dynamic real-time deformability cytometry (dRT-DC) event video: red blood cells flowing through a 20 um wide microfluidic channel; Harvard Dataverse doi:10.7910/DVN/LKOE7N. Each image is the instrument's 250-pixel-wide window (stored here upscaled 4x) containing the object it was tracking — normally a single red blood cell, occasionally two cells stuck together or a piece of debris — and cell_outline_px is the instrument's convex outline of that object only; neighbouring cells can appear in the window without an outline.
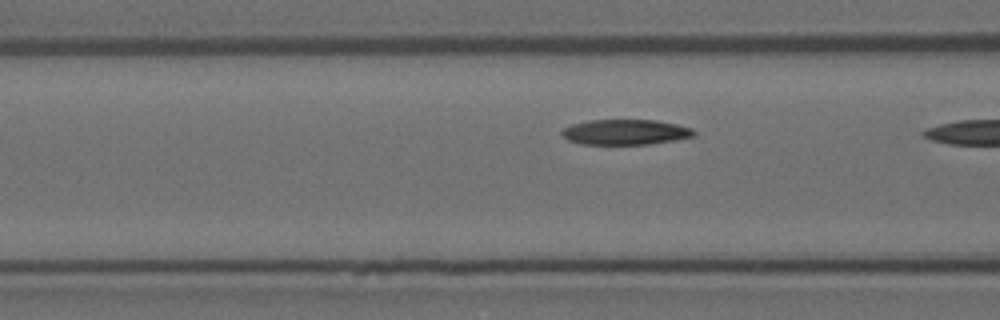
{"species": "Egyptian fruit bat (a non-hibernating species)", "species_latin": "Rousettus aegyptiacus", "temperature_condition": "room temperature", "stored_images_in_passage": 15, "camera_frame_rate_fps": 3000, "um_per_image_px": 0.085, "animal": {"sex": "female"}, "frame": {"image": 1, "passage_image": 14, "time_ms": 4.333, "image_size_px": [1000, 320], "cell_outline_px": [[696, 132], [692, 136], [672, 140], [648, 144], [580, 144], [568, 140], [560, 132], [564, 128], [572, 124], [588, 120], [656, 120], [676, 124], [692, 128]], "centroid_in_image_um": [53.12, 11.22], "position_along_channel_um": 113.5, "area_um2": 19.31}}